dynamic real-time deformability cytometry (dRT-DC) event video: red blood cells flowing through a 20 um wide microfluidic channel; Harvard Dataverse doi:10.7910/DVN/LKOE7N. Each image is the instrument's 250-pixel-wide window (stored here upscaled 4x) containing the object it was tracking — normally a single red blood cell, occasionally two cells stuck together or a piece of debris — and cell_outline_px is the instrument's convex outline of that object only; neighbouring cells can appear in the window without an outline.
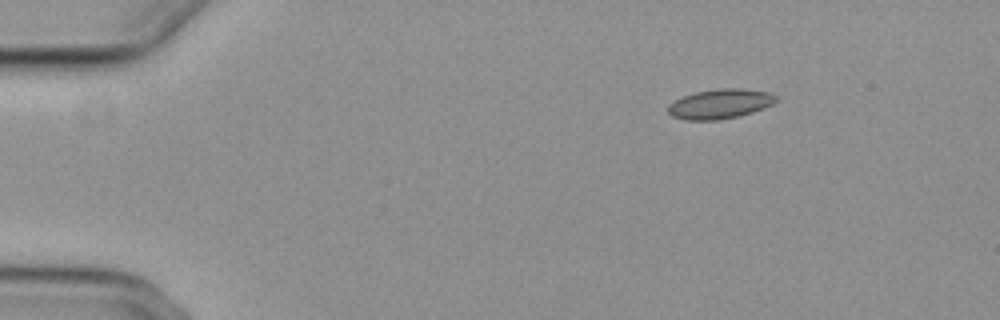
{"species": "common noctule bat (a hibernating species)", "species_latin": "Nyctalus noctula", "temperature_condition": "cold", "stored_images_in_passage": 49, "camera_frame_rate_fps": 3000, "um_per_image_px": 0.085, "animal": {"sex": "female", "body_mass_g": 29.2, "forearm_length_mm": 56.3}, "frame": {"image": 1, "passage_image": 1, "time_ms": 0.0, "image_size_px": [1000, 320], "cell_outline_px": [[776, 100], [772, 104], [764, 108], [752, 112], [736, 116], [716, 120], [688, 120], [672, 116], [668, 112], [668, 104], [684, 96], [696, 92], [720, 88], [740, 88], [768, 92], [776, 96]], "centroid_in_image_um": [61.19, 8.82], "position_along_channel_um": 23.8, "area_um2": 18.38}}
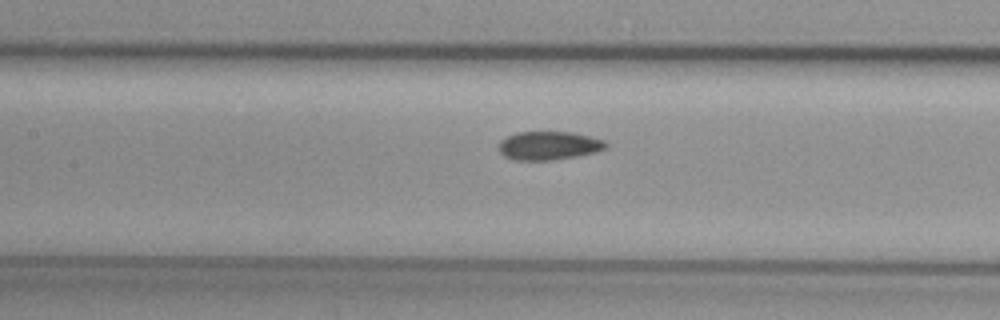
{"frame": {"image": 2, "passage_image": 19, "time_ms": 6.0, "image_size_px": [1000, 320], "cell_outline_px": [[608, 148], [596, 152], [576, 156], [552, 160], [516, 160], [504, 156], [500, 152], [500, 140], [516, 132], [572, 132], [604, 140], [608, 144]], "centroid_in_image_um": [46.67, 12.37], "position_along_channel_um": 160.7, "area_um2": 17.74}}
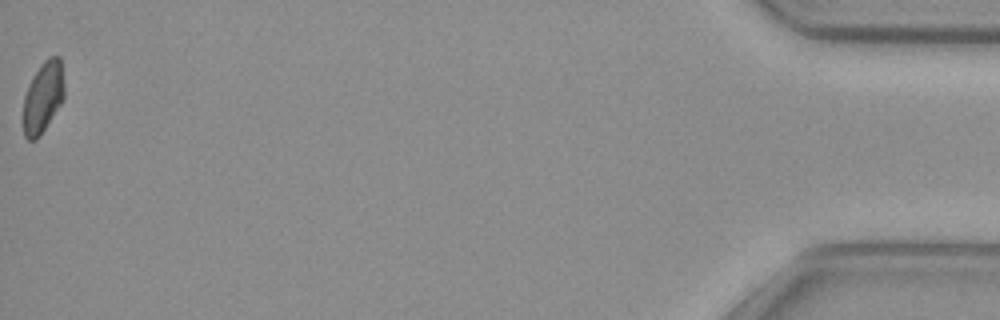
{"frame": {"image": 3, "passage_image": 49, "time_ms": 16.0, "image_size_px": [1000, 320], "cell_outline_px": [[64, 96], [60, 104], [40, 136], [36, 140], [28, 140], [24, 136], [24, 96], [36, 72], [44, 60], [48, 56], [60, 56], [64, 84]], "centroid_in_image_um": [3.67, 8.26], "position_along_channel_um": 431.5, "area_um2": 16.65}, "authors_computed_cell_mechanics": {"area_um2": 17.9758, "velocity_mm_per_s": 3.7054, "shape_relaxation_time_tau1_ms": null, "shape_relaxation_time_tau2_ms": 9.5127, "deformation_change_tau1": null, "deformation_change_tau2": 0.0878}}